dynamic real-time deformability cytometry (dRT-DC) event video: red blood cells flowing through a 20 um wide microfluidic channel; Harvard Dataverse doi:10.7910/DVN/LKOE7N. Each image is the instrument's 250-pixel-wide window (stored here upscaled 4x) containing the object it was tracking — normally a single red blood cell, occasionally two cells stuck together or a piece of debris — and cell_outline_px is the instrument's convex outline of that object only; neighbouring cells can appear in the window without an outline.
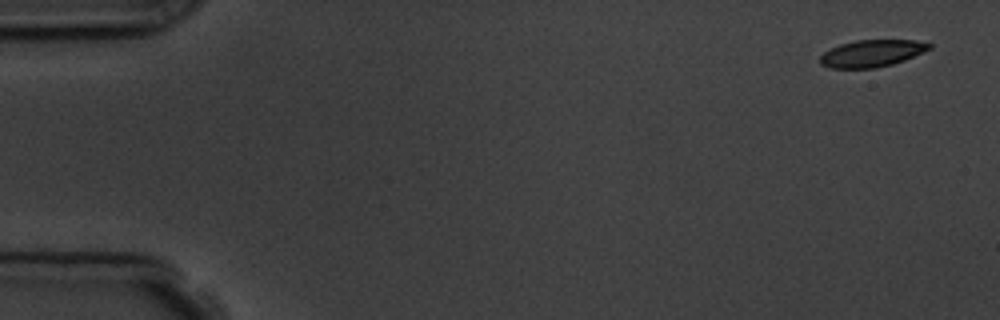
{"species": "common noctule bat (a hibernating species)", "species_latin": "Nyctalus noctula", "temperature_condition": "room temperature", "stored_images_in_passage": 5, "camera_frame_rate_fps": 3000, "um_per_image_px": 0.085, "animal": {"sex": "male", "body_mass_g": 19.5, "forearm_length_mm": 54.6}, "frame": {"image": 1, "passage_image": 1, "time_ms": 0.0, "image_size_px": [1000, 320], "cell_outline_px": [[932, 48], [904, 60], [892, 64], [876, 68], [828, 68], [820, 64], [820, 56], [824, 52], [840, 44], [856, 40], [916, 40], [932, 44]], "centroid_in_image_um": [74.1, 4.54], "position_along_channel_um": 10.9, "area_um2": 17.17}}
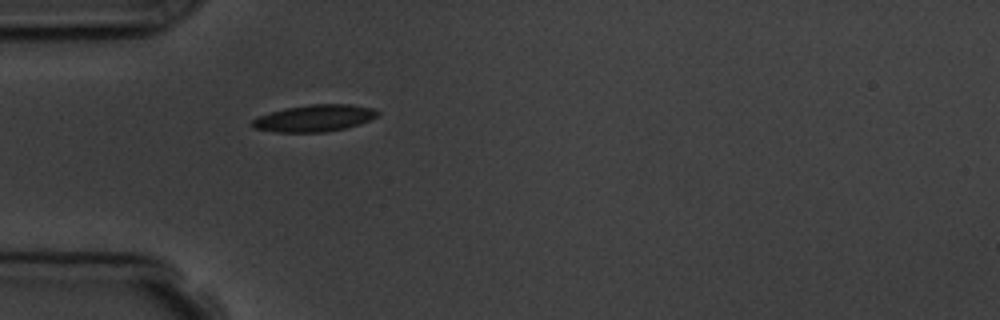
{"frame": {"image": 2, "passage_image": 5, "time_ms": 4.667, "image_size_px": [1000, 320], "cell_outline_px": [[380, 112], [376, 116], [360, 124], [344, 128], [324, 132], [276, 132], [252, 128], [252, 120], [260, 116], [284, 108], [308, 104], [352, 104], [372, 108]], "centroid_in_image_um": [26.72, 10.04], "position_along_channel_um": 58.3, "area_um2": 19.48}}